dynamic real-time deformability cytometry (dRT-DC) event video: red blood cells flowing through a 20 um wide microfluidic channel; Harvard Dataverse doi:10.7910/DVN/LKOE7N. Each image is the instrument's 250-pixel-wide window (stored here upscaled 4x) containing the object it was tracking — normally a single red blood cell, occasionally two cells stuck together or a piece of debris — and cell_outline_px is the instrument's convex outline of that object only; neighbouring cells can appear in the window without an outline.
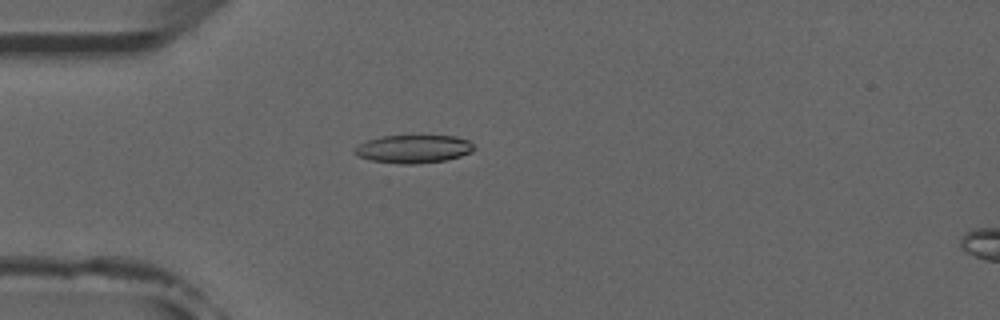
{"species": "common noctule bat (a hibernating species)", "species_latin": "Nyctalus noctula", "temperature_condition": "room temperature", "stored_images_in_passage": 41, "camera_frame_rate_fps": 3000, "um_per_image_px": 0.085, "animal": {"sex": "male", "forearm_length_mm": 52.5}, "frame": {"image": 1, "passage_image": 3, "time_ms": 0.667, "image_size_px": [1000, 320], "cell_outline_px": [[476, 148], [472, 152], [460, 156], [444, 160], [416, 164], [400, 164], [372, 160], [360, 156], [352, 152], [352, 148], [368, 140], [380, 136], [452, 136], [468, 140]], "centroid_in_image_um": [35.13, 12.66], "position_along_channel_um": 49.9, "area_um2": 19.42}}
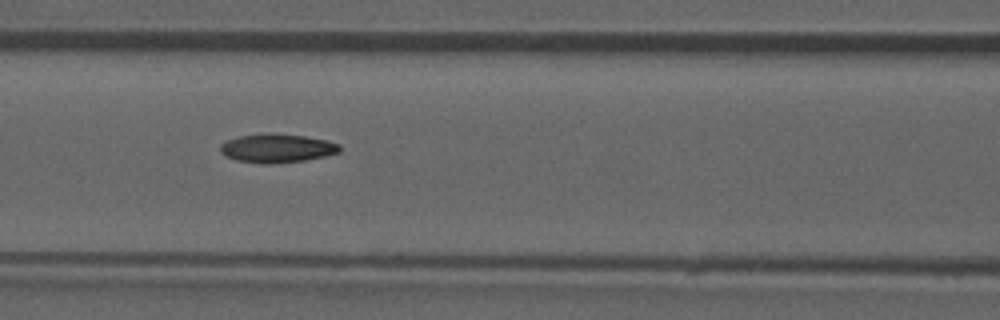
{"frame": {"image": 2, "passage_image": 11, "time_ms": 3.333, "image_size_px": [1000, 320], "cell_outline_px": [[340, 152], [324, 156], [304, 160], [268, 164], [260, 164], [236, 160], [224, 156], [220, 152], [220, 144], [224, 140], [240, 136], [304, 136], [328, 140], [340, 144]], "centroid_in_image_um": [23.53, 12.64], "position_along_channel_um": 143.1, "area_um2": 19.31}}
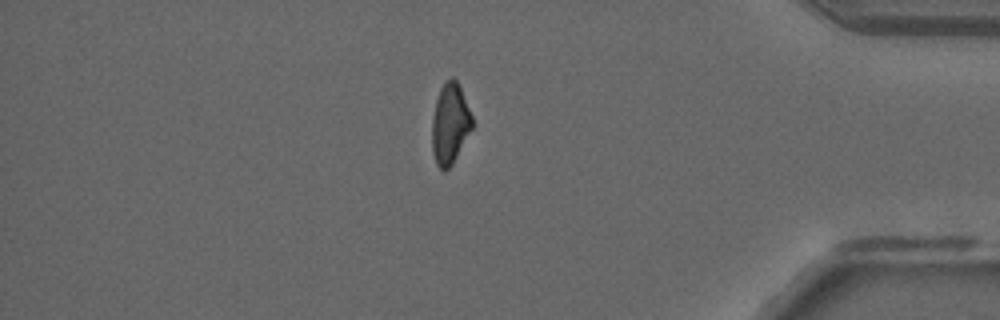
{"frame": {"image": 3, "passage_image": 33, "time_ms": 10.667, "image_size_px": [1000, 320], "cell_outline_px": [[472, 128], [452, 164], [444, 172], [436, 164], [432, 152], [432, 116], [436, 100], [440, 88], [444, 80], [452, 76], [460, 84], [472, 116]], "centroid_in_image_um": [38.24, 10.48], "position_along_channel_um": 397.0, "area_um2": 19.02}, "authors_computed_cell_mechanics": {"area_um2": 19.4208, "velocity_mm_per_s": 3.9309, "shape_relaxation_time_tau1_ms": 9.4124, "shape_relaxation_time_tau2_ms": 3.6893, "deformation_change_tau1": 0.2233, "deformation_change_tau2": 0.1024}}